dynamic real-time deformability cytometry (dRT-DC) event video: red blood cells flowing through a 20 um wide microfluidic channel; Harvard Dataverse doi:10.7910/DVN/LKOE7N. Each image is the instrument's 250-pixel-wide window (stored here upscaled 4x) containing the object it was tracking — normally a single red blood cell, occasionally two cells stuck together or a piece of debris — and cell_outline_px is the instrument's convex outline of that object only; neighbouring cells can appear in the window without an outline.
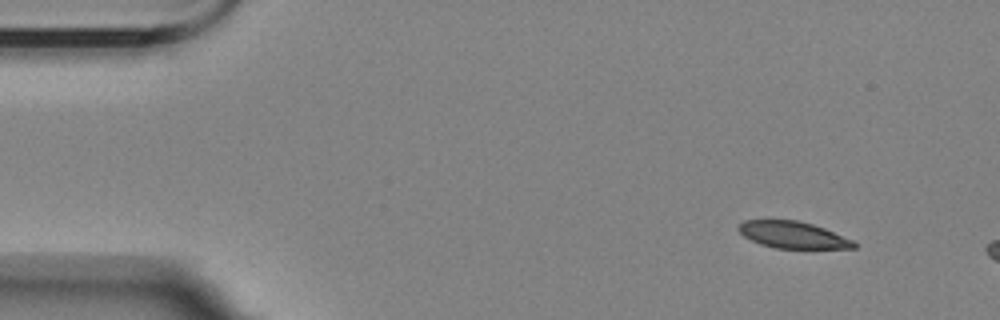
{"species": "Egyptian fruit bat (a non-hibernating species)", "species_latin": "Rousettus aegyptiacus", "temperature_condition": "room temperature", "stored_images_in_passage": 3, "camera_frame_rate_fps": 3000, "um_per_image_px": 0.085, "animal": {"sex": "female"}, "frame": {"image": 1, "passage_image": 1, "time_ms": 0.0, "image_size_px": [1000, 320], "cell_outline_px": [[856, 248], [776, 248], [760, 244], [744, 236], [736, 228], [744, 220], [796, 220], [812, 224], [824, 228], [852, 240], [856, 244]], "centroid_in_image_um": [67.37, 19.96], "position_along_channel_um": 17.6, "area_um2": 17.74}}